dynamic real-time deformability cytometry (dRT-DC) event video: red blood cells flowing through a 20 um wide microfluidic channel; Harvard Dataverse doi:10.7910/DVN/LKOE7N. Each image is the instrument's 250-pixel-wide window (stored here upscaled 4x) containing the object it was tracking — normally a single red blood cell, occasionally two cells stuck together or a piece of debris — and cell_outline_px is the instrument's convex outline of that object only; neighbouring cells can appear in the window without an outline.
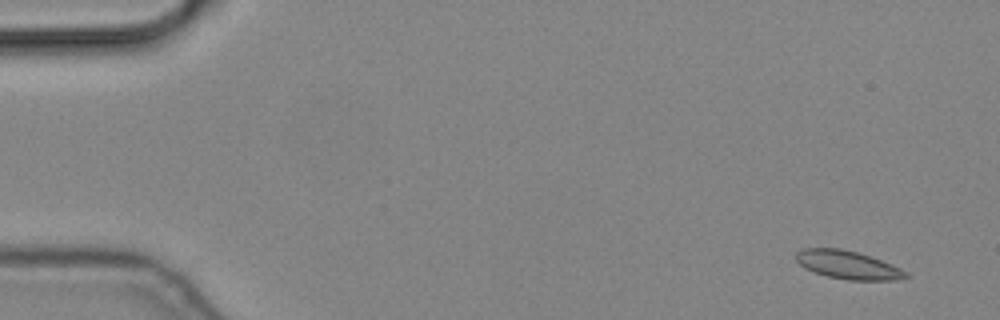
{"species": "common noctule bat (a hibernating species)", "species_latin": "Nyctalus noctula", "temperature_condition": "cold", "stored_images_in_passage": 6, "camera_frame_rate_fps": 3000, "um_per_image_px": 0.085, "animal": {"sex": "male", "body_mass_g": 19.2, "forearm_length_mm": 51.8}, "frame": {"image": 1, "passage_image": 1, "time_ms": 0.0, "image_size_px": [1000, 320], "cell_outline_px": [[912, 276], [900, 280], [848, 280], [828, 276], [804, 268], [796, 260], [796, 252], [804, 248], [840, 248], [856, 252], [892, 264], [908, 272]], "centroid_in_image_um": [72.11, 22.52], "position_along_channel_um": 12.9, "area_um2": 18.03}}
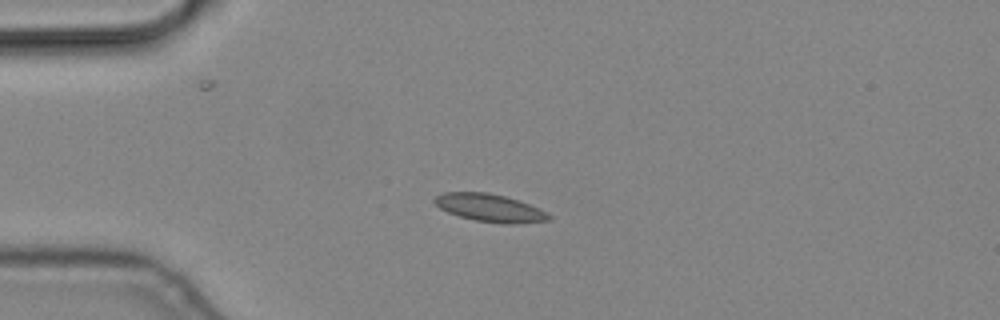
{"frame": {"image": 2, "passage_image": 4, "time_ms": 1.0, "image_size_px": [1000, 320], "cell_outline_px": [[552, 220], [516, 224], [504, 224], [476, 220], [460, 216], [448, 212], [440, 208], [432, 200], [436, 196], [444, 192], [488, 192], [504, 196], [540, 208], [548, 212], [552, 216]], "centroid_in_image_um": [41.68, 17.67], "position_along_channel_um": 43.3, "area_um2": 18.5}}
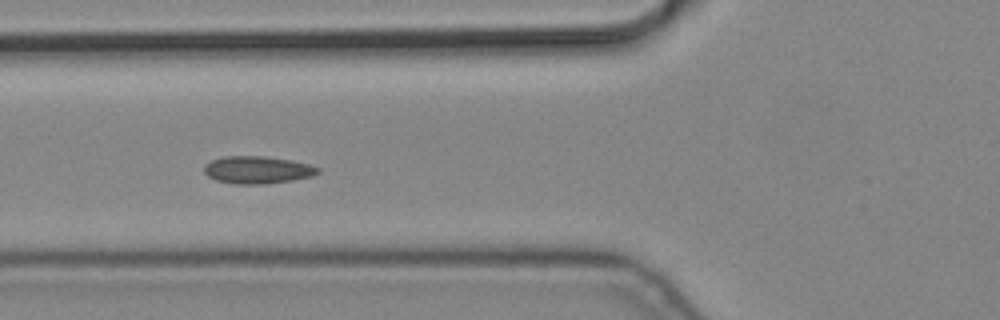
{"frame": {"image": 3, "passage_image": 6, "time_ms": 1.667, "image_size_px": [1000, 320], "cell_outline_px": [[320, 172], [312, 176], [292, 180], [264, 184], [236, 184], [216, 180], [208, 176], [204, 172], [204, 164], [212, 160], [224, 156], [264, 156], [292, 160], [308, 164], [320, 168]], "centroid_in_image_um": [21.88, 14.43], "position_along_channel_um": 103.9, "area_um2": 18.21}}